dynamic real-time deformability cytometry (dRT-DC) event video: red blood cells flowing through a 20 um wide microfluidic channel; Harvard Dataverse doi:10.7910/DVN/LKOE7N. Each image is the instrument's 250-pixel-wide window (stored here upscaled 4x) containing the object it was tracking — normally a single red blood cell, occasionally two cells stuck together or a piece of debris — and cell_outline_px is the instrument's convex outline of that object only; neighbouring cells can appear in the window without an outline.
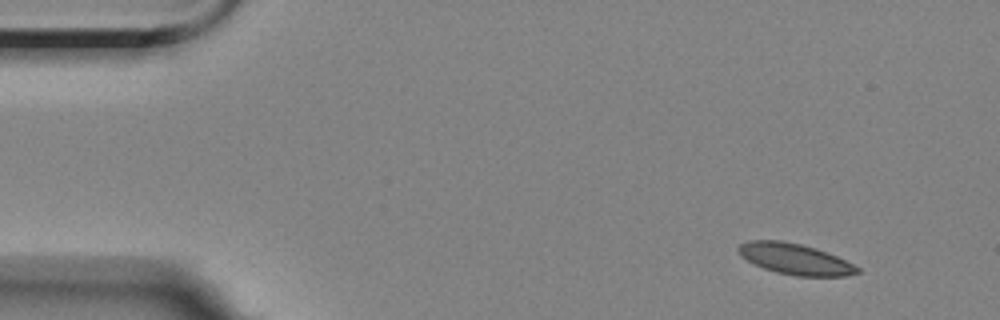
{"species": "Egyptian fruit bat (a non-hibernating species)", "species_latin": "Rousettus aegyptiacus", "temperature_condition": "room temperature", "stored_images_in_passage": 3, "camera_frame_rate_fps": 3000, "um_per_image_px": 0.085, "animal": {"sex": "female"}, "frame": {"image": 1, "passage_image": 1, "time_ms": 0.0, "image_size_px": [1000, 320], "cell_outline_px": [[860, 272], [844, 276], [796, 276], [776, 272], [764, 268], [740, 256], [736, 252], [736, 248], [740, 244], [748, 240], [780, 240], [800, 244], [816, 248], [836, 256], [860, 268]], "centroid_in_image_um": [67.53, 22.01], "position_along_channel_um": 17.5, "area_um2": 21.33}}